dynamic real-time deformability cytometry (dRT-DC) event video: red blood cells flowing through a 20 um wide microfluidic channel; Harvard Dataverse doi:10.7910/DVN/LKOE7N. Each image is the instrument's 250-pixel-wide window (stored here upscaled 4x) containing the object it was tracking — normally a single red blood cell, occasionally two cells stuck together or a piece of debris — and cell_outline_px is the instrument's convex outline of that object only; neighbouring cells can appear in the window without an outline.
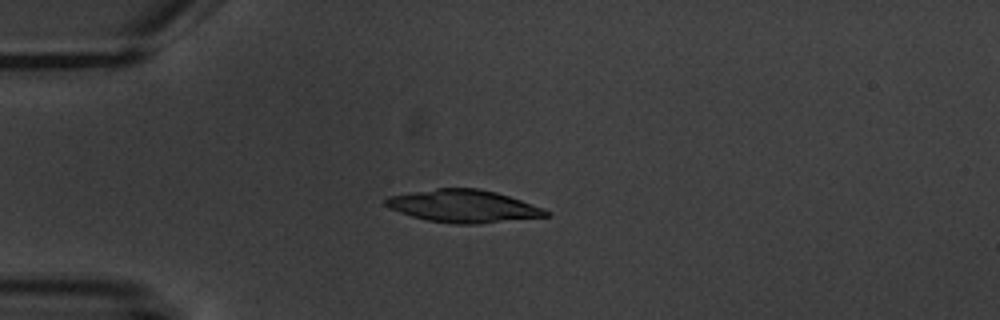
{"species": "common noctule bat (a hibernating species)", "species_latin": "Nyctalus noctula", "temperature_condition": "warm", "stored_images_in_passage": 5, "camera_frame_rate_fps": 3000, "um_per_image_px": 0.085, "animal": {"sex": "male", "body_mass_g": 20.1, "forearm_length_mm": 53.5}, "frame": {"image": 1, "passage_image": 5, "time_ms": 4.667, "image_size_px": [1000, 320], "cell_outline_px": [[552, 216], [480, 224], [456, 224], [428, 220], [412, 216], [388, 208], [384, 204], [384, 200], [388, 196], [436, 188], [476, 188], [496, 192], [544, 208], [552, 212]], "centroid_in_image_um": [39.43, 17.53], "position_along_channel_um": 45.6, "area_um2": 30.52}}